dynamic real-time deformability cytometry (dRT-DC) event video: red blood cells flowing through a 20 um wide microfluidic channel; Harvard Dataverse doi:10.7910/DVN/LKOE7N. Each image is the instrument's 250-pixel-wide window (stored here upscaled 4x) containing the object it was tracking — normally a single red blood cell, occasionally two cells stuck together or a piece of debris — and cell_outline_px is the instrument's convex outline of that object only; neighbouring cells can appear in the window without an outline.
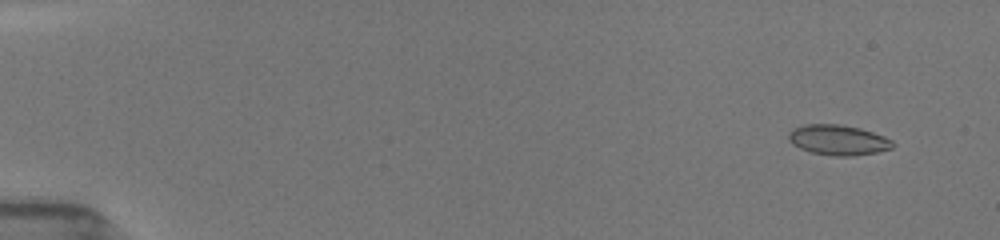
{"species": "common noctule bat (a hibernating species)", "species_latin": "Nyctalus noctula", "temperature_condition": "room temperature", "stored_images_in_passage": 36, "camera_frame_rate_fps": 3000, "um_per_image_px": 0.085, "animal": {"sex": "female", "body_mass_g": 19.5, "forearm_length_mm": 54.1}, "frame": {"image": 1, "passage_image": 4, "time_ms": 1.0, "image_size_px": [1000, 240], "cell_outline_px": [[896, 144], [892, 148], [876, 152], [852, 156], [832, 156], [812, 152], [800, 148], [792, 144], [788, 140], [788, 132], [792, 128], [804, 124], [840, 124], [860, 128], [884, 136], [892, 140]], "centroid_in_image_um": [71.22, 11.89], "position_along_channel_um": 13.8, "area_um2": 18.5}}
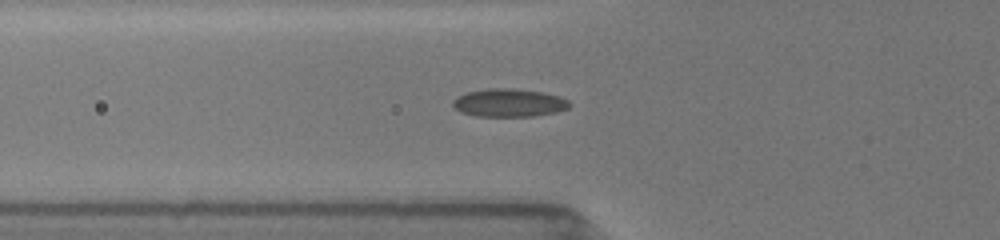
{"frame": {"image": 2, "passage_image": 21, "time_ms": 6.333, "image_size_px": [1000, 240], "cell_outline_px": [[572, 104], [568, 108], [556, 112], [532, 116], [476, 116], [460, 112], [452, 104], [452, 100], [456, 96], [468, 92], [488, 88], [512, 88], [544, 92], [560, 96], [568, 100]], "centroid_in_image_um": [43.27, 8.73], "position_along_channel_um": 82.5, "area_um2": 19.19}}
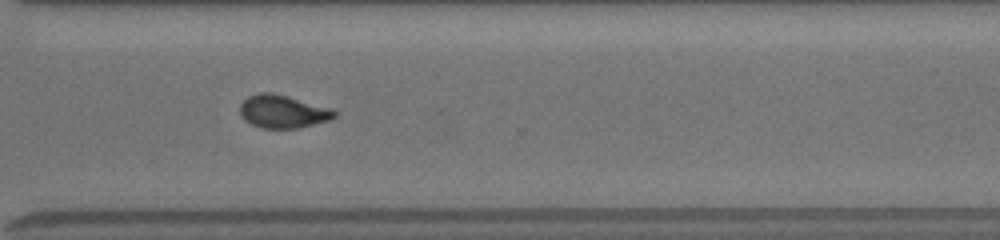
{"frame": {"image": 3, "passage_image": 35, "time_ms": 13.0, "image_size_px": [1000, 240], "cell_outline_px": [[336, 116], [332, 120], [296, 128], [260, 128], [244, 120], [240, 112], [240, 104], [248, 96], [260, 92], [272, 92], [288, 96], [332, 108], [336, 112]], "centroid_in_image_um": [24.05, 9.47], "position_along_channel_um": 346.6, "area_um2": 18.26}}